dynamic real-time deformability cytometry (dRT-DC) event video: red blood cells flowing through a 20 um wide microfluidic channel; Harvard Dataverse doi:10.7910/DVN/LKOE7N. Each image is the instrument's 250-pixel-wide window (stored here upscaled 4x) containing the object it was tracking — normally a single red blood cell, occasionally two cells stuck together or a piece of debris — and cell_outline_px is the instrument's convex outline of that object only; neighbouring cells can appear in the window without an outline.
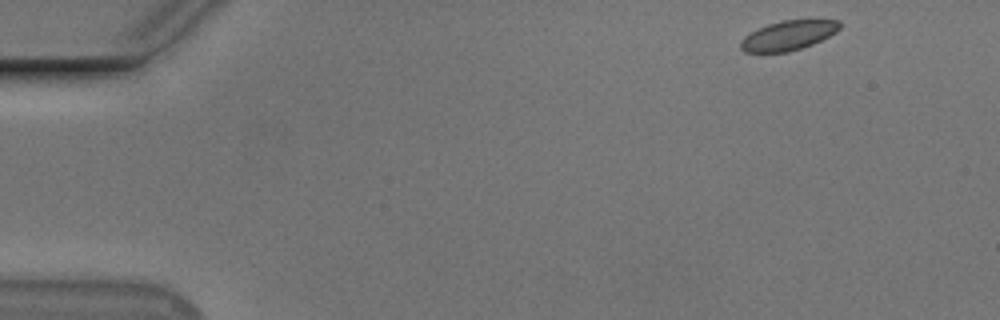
{"species": "Egyptian fruit bat (a non-hibernating species)", "species_latin": "Rousettus aegyptiacus", "temperature_condition": "cold", "stored_images_in_passage": 5, "camera_frame_rate_fps": 3000, "um_per_image_px": 0.085, "animal": {"sex": "male"}, "frame": {"image": 1, "passage_image": 1, "time_ms": 0.0, "image_size_px": [1000, 320], "cell_outline_px": [[840, 28], [836, 32], [812, 44], [788, 52], [744, 52], [740, 48], [740, 40], [744, 36], [756, 28], [780, 20], [840, 20]], "centroid_in_image_um": [66.96, 3.01], "position_along_channel_um": 18.0, "area_um2": 17.05}}
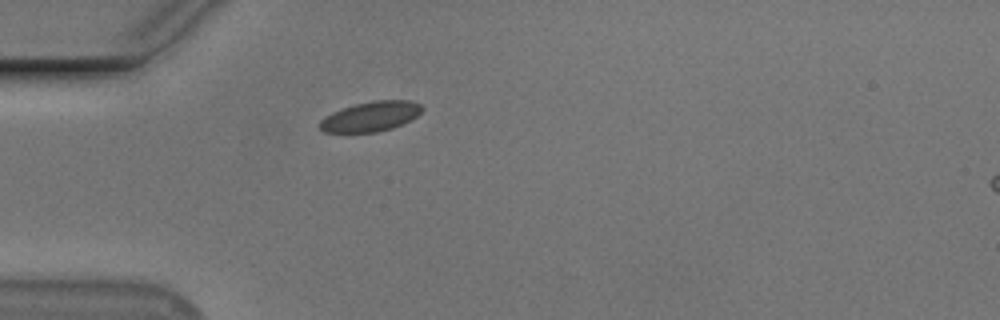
{"frame": {"image": 2, "passage_image": 4, "time_ms": 3.667, "image_size_px": [1000, 320], "cell_outline_px": [[424, 108], [416, 116], [392, 128], [376, 132], [324, 132], [320, 128], [320, 120], [324, 116], [332, 112], [356, 104], [372, 100], [412, 100], [420, 104]], "centroid_in_image_um": [31.5, 9.89], "position_along_channel_um": 53.5, "area_um2": 17.63}}